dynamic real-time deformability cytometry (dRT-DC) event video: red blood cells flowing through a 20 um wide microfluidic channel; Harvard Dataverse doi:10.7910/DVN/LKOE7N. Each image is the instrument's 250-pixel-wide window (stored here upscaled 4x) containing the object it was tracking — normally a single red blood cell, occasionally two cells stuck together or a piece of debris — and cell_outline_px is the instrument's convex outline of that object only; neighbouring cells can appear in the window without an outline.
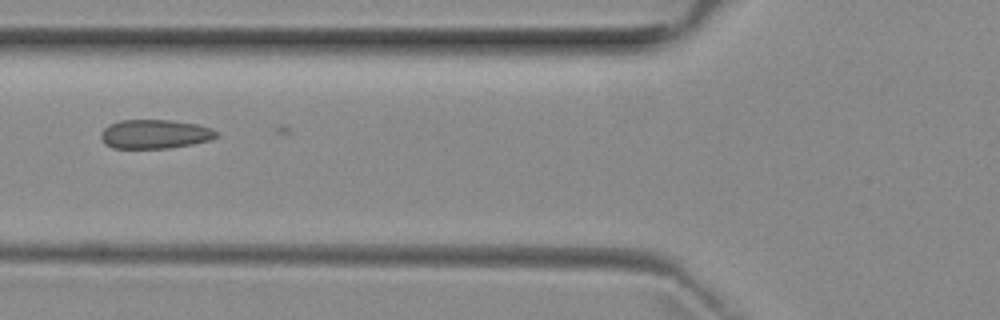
{"species": "common noctule bat (a hibernating species)", "species_latin": "Nyctalus noctula", "temperature_condition": "room temperature", "stored_images_in_passage": 4, "camera_frame_rate_fps": 3000, "um_per_image_px": 0.085, "animal": {"sex": "female", "body_mass_g": 29.2, "forearm_length_mm": 56.3}, "frame": {"image": 1, "passage_image": 4, "time_ms": 3.667, "image_size_px": [1000, 320], "cell_outline_px": [[216, 136], [212, 140], [192, 144], [168, 148], [112, 148], [104, 144], [100, 140], [100, 132], [108, 124], [120, 120], [168, 120], [196, 124], [208, 128], [216, 132]], "centroid_in_image_um": [13.07, 11.4], "position_along_channel_um": 112.7, "area_um2": 19.54}}